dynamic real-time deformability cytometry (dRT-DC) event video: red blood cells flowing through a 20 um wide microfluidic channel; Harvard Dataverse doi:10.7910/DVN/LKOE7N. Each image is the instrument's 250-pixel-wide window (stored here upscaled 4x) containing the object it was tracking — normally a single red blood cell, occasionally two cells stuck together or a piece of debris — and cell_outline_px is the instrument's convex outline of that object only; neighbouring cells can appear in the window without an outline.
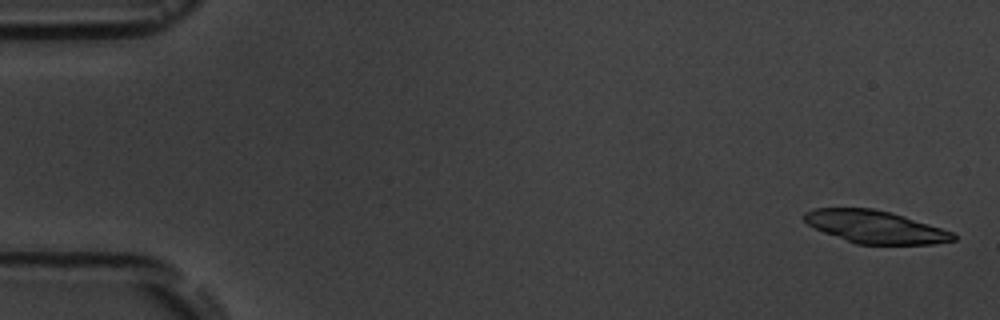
{"species": "common noctule bat (a hibernating species)", "species_latin": "Nyctalus noctula", "temperature_condition": "room temperature", "stored_images_in_passage": 6, "camera_frame_rate_fps": 3000, "um_per_image_px": 0.085, "animal": {"sex": "male", "body_mass_g": 19.5, "forearm_length_mm": 54.6}, "frame": {"image": 1, "passage_image": 1, "time_ms": 0.0, "image_size_px": [1000, 320], "cell_outline_px": [[956, 240], [932, 244], [856, 244], [824, 232], [808, 224], [804, 220], [804, 212], [816, 208], [872, 208], [892, 212], [952, 232], [956, 236]], "centroid_in_image_um": [74.38, 19.28], "position_along_channel_um": 10.6, "area_um2": 28.03}}
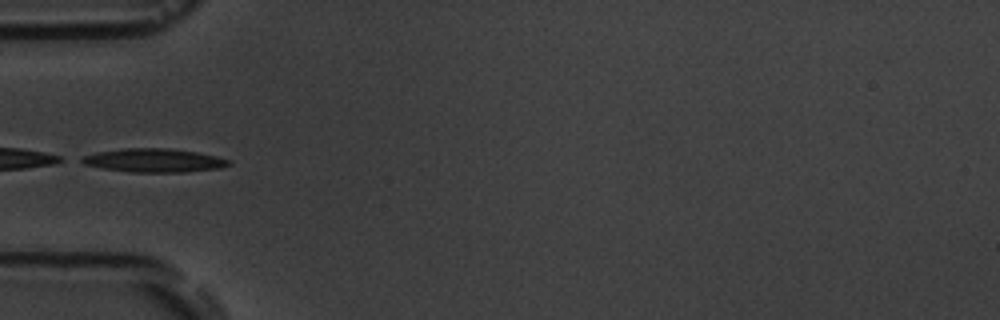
{"frame": {"image": 2, "passage_image": 6, "time_ms": 5.667, "image_size_px": [1000, 320], "cell_outline_px": [[232, 164], [220, 168], [184, 172], [132, 172], [100, 168], [84, 164], [76, 160], [84, 156], [96, 152], [124, 148], [168, 148], [196, 152], [216, 156], [232, 160]], "centroid_in_image_um": [13.07, 13.63], "position_along_channel_um": 71.9, "area_um2": 20.35}}